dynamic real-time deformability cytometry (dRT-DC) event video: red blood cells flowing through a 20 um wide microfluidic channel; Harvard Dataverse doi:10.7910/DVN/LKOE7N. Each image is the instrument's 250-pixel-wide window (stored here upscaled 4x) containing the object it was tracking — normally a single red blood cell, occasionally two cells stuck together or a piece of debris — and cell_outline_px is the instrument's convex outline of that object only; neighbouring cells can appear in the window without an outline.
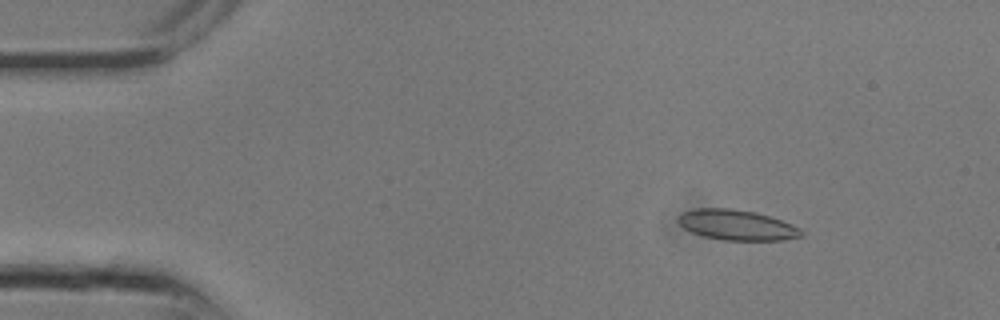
{"species": "common noctule bat (a hibernating species)", "species_latin": "Nyctalus noctula", "temperature_condition": "room temperature", "stored_images_in_passage": 15, "camera_frame_rate_fps": 3000, "um_per_image_px": 0.085, "animal": {"sex": "male", "body_mass_g": 13.3}, "frame": {"image": 1, "passage_image": 3, "time_ms": 0.667, "image_size_px": [1000, 320], "cell_outline_px": [[804, 236], [784, 240], [724, 240], [704, 236], [692, 232], [684, 228], [676, 220], [680, 212], [692, 208], [732, 208], [756, 212], [792, 224], [800, 228], [804, 232]], "centroid_in_image_um": [62.61, 19.11], "position_along_channel_um": 22.4, "area_um2": 21.96}}
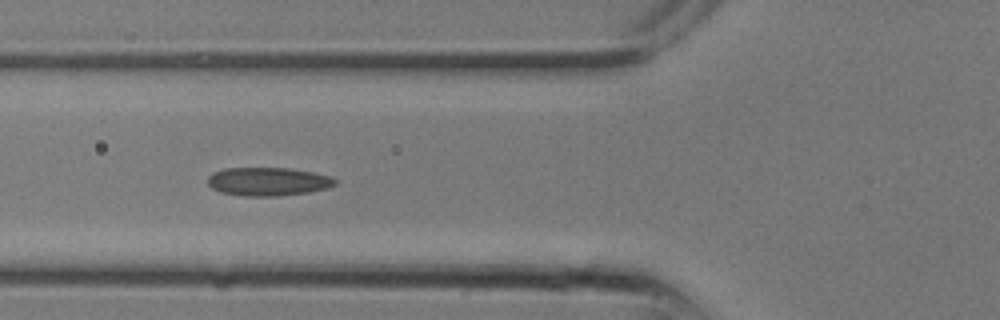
{"frame": {"image": 2, "passage_image": 9, "time_ms": 2.667, "image_size_px": [1000, 320], "cell_outline_px": [[336, 184], [328, 188], [308, 192], [276, 196], [244, 196], [220, 192], [212, 188], [208, 184], [208, 176], [212, 172], [224, 168], [288, 168], [312, 172], [332, 176], [336, 180]], "centroid_in_image_um": [22.77, 15.43], "position_along_channel_um": 103.0, "area_um2": 21.15}}
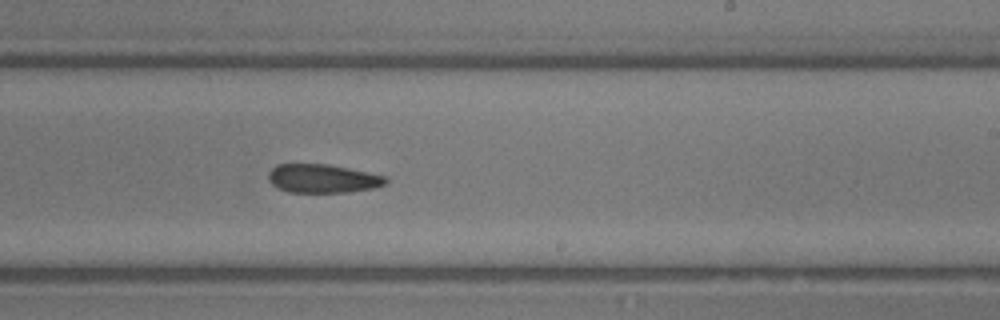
{"frame": {"image": 3, "passage_image": 15, "time_ms": 4.667, "image_size_px": [1000, 320], "cell_outline_px": [[388, 184], [372, 188], [348, 192], [288, 192], [276, 188], [268, 180], [268, 172], [276, 164], [328, 164], [388, 176]], "centroid_in_image_um": [27.43, 15.17], "position_along_channel_um": 261.6, "area_um2": 19.77}}